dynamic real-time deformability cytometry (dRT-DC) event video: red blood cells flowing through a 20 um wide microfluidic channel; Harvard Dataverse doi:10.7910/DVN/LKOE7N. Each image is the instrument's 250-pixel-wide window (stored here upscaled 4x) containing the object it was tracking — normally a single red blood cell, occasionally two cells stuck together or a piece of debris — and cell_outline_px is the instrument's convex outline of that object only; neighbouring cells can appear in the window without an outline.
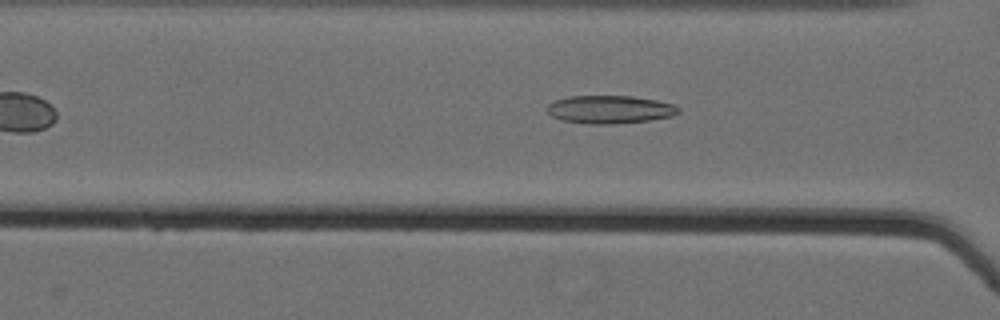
{"species": "Egyptian fruit bat (a non-hibernating species)", "species_latin": "Rousettus aegyptiacus", "temperature_condition": "cold", "stored_images_in_passage": 38, "camera_frame_rate_fps": 3000, "um_per_image_px": 0.085, "animal": {"sex": "female"}, "frame": {"image": 1, "passage_image": 9, "time_ms": 2.667, "image_size_px": [1000, 320], "cell_outline_px": [[680, 112], [672, 116], [648, 120], [612, 124], [588, 124], [564, 120], [552, 116], [544, 108], [548, 104], [556, 100], [568, 96], [632, 96], [656, 100], [676, 104], [680, 108]], "centroid_in_image_um": [51.85, 9.3], "position_along_channel_um": 114.8, "area_um2": 21.5}}
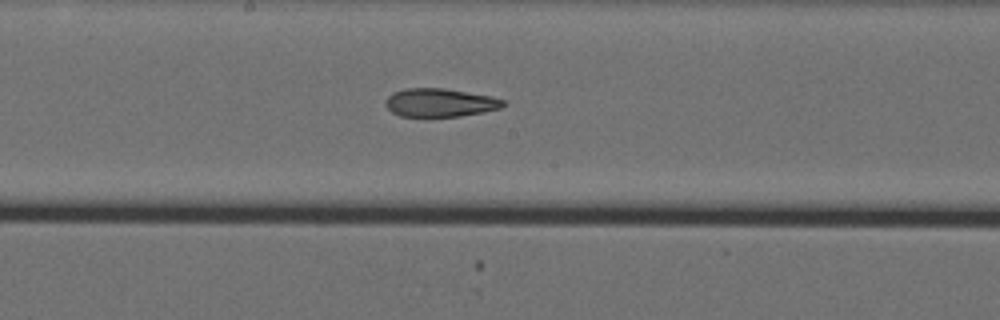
{"frame": {"image": 2, "passage_image": 17, "time_ms": 5.333, "image_size_px": [1000, 320], "cell_outline_px": [[504, 108], [484, 112], [460, 116], [428, 120], [424, 120], [400, 116], [392, 112], [384, 104], [384, 100], [392, 92], [404, 88], [444, 88], [492, 96], [504, 100]], "centroid_in_image_um": [37.35, 8.77], "position_along_channel_um": 210.9, "area_um2": 20.52}}
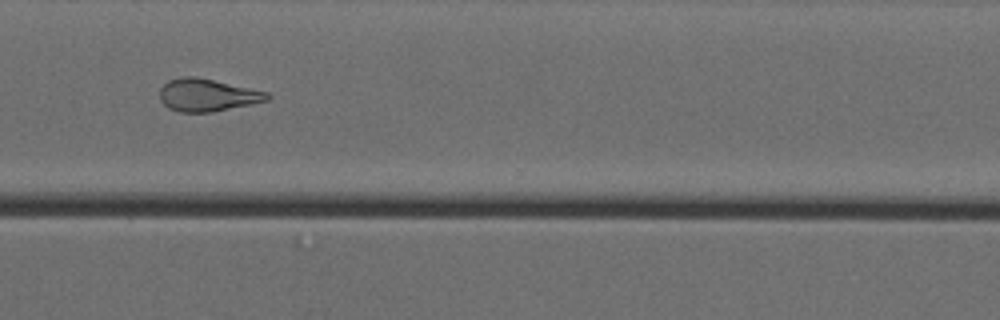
{"frame": {"image": 3, "passage_image": 29, "time_ms": 9.333, "image_size_px": [1000, 320], "cell_outline_px": [[272, 96], [268, 100], [252, 104], [212, 112], [180, 112], [168, 108], [160, 100], [160, 88], [168, 80], [180, 76], [196, 76], [268, 92]], "centroid_in_image_um": [17.61, 8.07], "position_along_channel_um": 353.0, "area_um2": 20.46}, "authors_computed_cell_mechanics": {"area_um2": 20.5768, "velocity_mm_per_s": 3.5718, "shape_relaxation_time_tau1_ms": null, "shape_relaxation_time_tau2_ms": 3.7992, "deformation_change_tau1": null, "deformation_change_tau2": 0.1214}}